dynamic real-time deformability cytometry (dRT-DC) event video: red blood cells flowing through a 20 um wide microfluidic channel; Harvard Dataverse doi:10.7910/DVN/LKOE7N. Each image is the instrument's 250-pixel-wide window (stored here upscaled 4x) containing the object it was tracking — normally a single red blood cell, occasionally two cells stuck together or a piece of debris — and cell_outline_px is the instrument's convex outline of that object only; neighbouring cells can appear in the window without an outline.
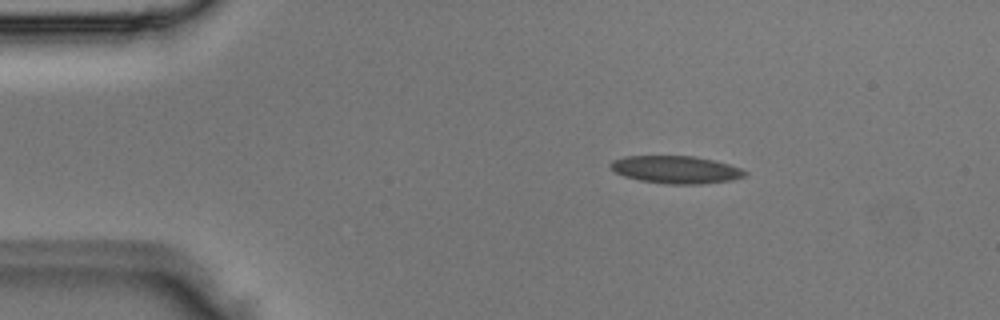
{"species": "Egyptian fruit bat (a non-hibernating species)", "species_latin": "Rousettus aegyptiacus", "temperature_condition": "room temperature", "stored_images_in_passage": 3, "camera_frame_rate_fps": 3000, "um_per_image_px": 0.085, "animal": {"sex": "male"}, "frame": {"image": 1, "passage_image": 2, "time_ms": 0.333, "image_size_px": [1000, 320], "cell_outline_px": [[748, 172], [744, 176], [732, 180], [700, 184], [668, 184], [640, 180], [624, 176], [608, 168], [608, 164], [612, 160], [624, 156], [696, 156], [728, 164], [740, 168]], "centroid_in_image_um": [57.41, 14.41], "position_along_channel_um": 27.6, "area_um2": 21.62}}